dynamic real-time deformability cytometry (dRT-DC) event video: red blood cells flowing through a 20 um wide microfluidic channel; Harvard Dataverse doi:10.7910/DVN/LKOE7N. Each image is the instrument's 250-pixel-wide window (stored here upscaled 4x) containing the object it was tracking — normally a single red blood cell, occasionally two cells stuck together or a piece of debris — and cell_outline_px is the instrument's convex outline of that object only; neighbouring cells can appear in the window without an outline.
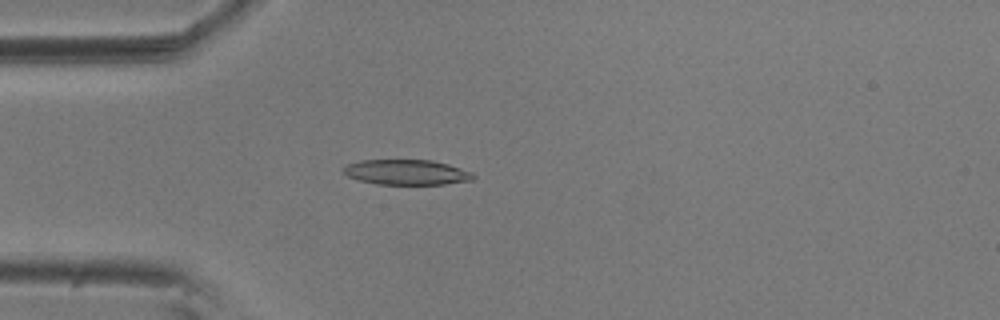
{"species": "common noctule bat (a hibernating species)", "species_latin": "Nyctalus noctula", "temperature_condition": "room temperature", "stored_images_in_passage": 46, "camera_frame_rate_fps": 3000, "um_per_image_px": 0.085, "animal": {"sex": "male", "body_mass_g": 20.5, "forearm_length_mm": 52.5}, "frame": {"image": 1, "passage_image": 6, "time_ms": 1.667, "image_size_px": [1000, 320], "cell_outline_px": [[476, 176], [472, 180], [444, 184], [376, 184], [356, 180], [340, 172], [348, 164], [360, 160], [432, 160], [448, 164], [472, 172]], "centroid_in_image_um": [34.53, 14.64], "position_along_channel_um": 50.5, "area_um2": 19.13}}
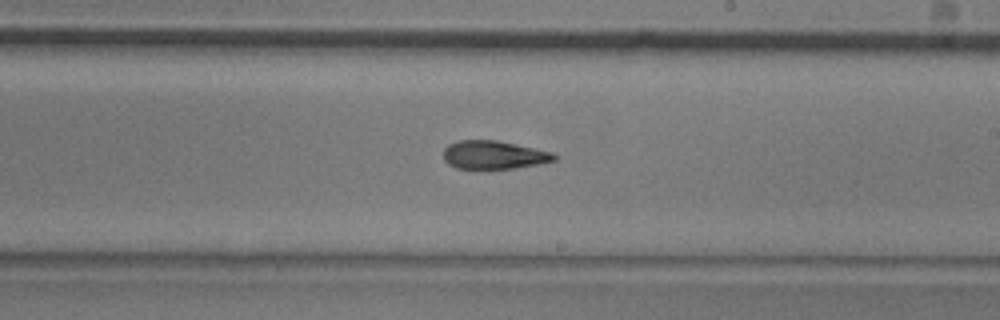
{"frame": {"image": 2, "passage_image": 23, "time_ms": 7.333, "image_size_px": [1000, 320], "cell_outline_px": [[556, 160], [540, 164], [516, 168], [456, 168], [448, 164], [444, 160], [444, 148], [448, 144], [456, 140], [496, 140], [516, 144], [552, 152], [556, 156]], "centroid_in_image_um": [41.96, 13.16], "position_along_channel_um": 247.0, "area_um2": 18.26}}
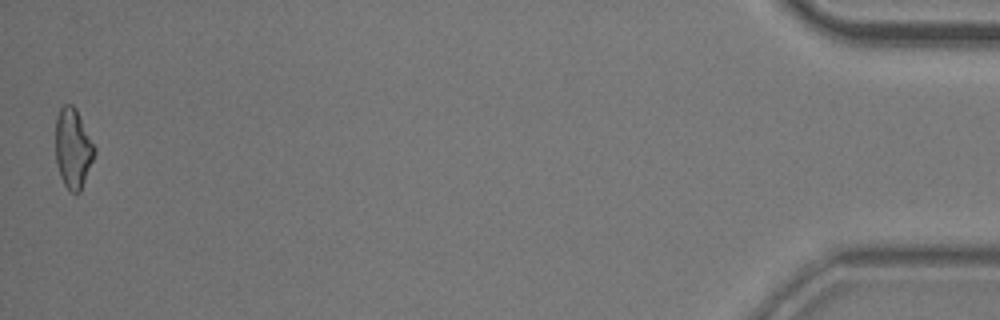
{"frame": {"image": 3, "passage_image": 46, "time_ms": 15.0, "image_size_px": [1000, 320], "cell_outline_px": [[96, 152], [80, 192], [76, 196], [64, 184], [60, 176], [56, 164], [56, 116], [60, 108], [64, 104], [72, 104], [76, 108], [96, 148]], "centroid_in_image_um": [6.21, 12.61], "position_along_channel_um": 429.0, "area_um2": 18.21}, "authors_computed_cell_mechanics": {"area_um2": 18.9006, "velocity_mm_per_s": 3.6153, "shape_relaxation_time_tau1_ms": 4.309, "shape_relaxation_time_tau2_ms": 6.1836, "deformation_change_tau1": 0.1551, "deformation_change_tau2": 0.1429}}